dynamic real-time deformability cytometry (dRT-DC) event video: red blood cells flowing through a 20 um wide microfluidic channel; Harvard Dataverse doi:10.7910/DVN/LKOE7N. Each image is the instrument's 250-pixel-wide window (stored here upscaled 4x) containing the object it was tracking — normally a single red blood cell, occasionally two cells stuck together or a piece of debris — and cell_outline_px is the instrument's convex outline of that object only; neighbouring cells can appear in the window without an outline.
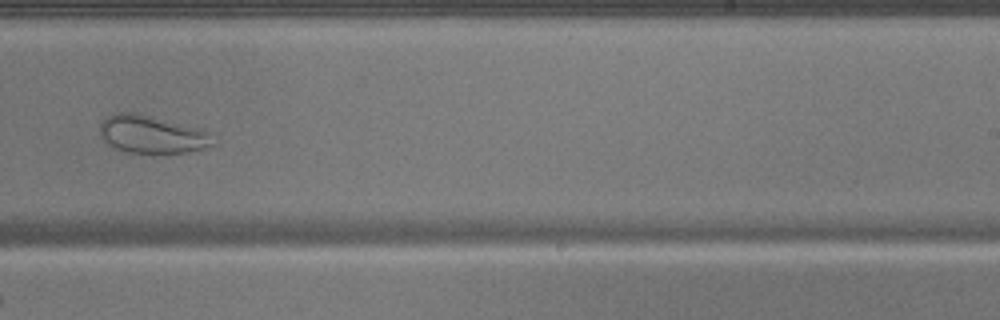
{"species": "common noctule bat (a hibernating species)", "species_latin": "Nyctalus noctula", "temperature_condition": "warm", "stored_images_in_passage": 42, "camera_frame_rate_fps": 3000, "um_per_image_px": 0.085, "animal": {"sex": "male", "body_mass_g": 17.9}, "frame": {"image": 1, "passage_image": 24, "time_ms": 7.667, "image_size_px": [1000, 320], "cell_outline_px": [[216, 144], [204, 148], [188, 152], [128, 152], [116, 148], [108, 144], [100, 136], [100, 124], [112, 112], [136, 112], [200, 128], [208, 132]], "centroid_in_image_um": [12.9, 11.4], "position_along_channel_um": 276.1, "area_um2": 24.8}}
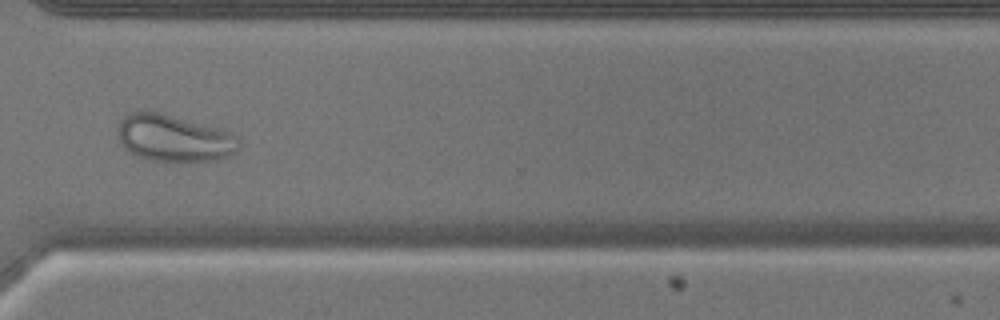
{"frame": {"image": 2, "passage_image": 30, "time_ms": 9.667, "image_size_px": [1000, 320], "cell_outline_px": [[240, 144], [232, 152], [216, 160], [152, 160], [128, 152], [124, 148], [120, 140], [116, 128], [120, 120], [128, 112], [136, 108], [148, 108], [216, 128], [228, 132], [236, 136], [240, 140]], "centroid_in_image_um": [14.66, 11.67], "position_along_channel_um": 355.9, "area_um2": 33.0}}